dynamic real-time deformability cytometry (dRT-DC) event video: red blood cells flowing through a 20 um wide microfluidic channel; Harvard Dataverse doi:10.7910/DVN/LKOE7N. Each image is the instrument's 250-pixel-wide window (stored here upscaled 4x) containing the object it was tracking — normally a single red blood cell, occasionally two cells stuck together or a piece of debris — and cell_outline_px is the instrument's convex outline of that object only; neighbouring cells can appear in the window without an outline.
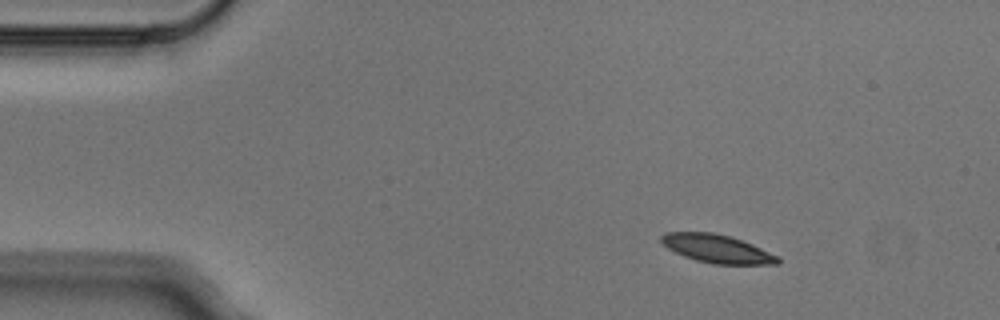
{"species": "Egyptian fruit bat (a non-hibernating species)", "species_latin": "Rousettus aegyptiacus", "temperature_condition": "cold", "stored_images_in_passage": 4, "camera_frame_rate_fps": 3000, "um_per_image_px": 0.085, "animal": {"sex": "male"}, "frame": {"image": 1, "passage_image": 2, "time_ms": 0.333, "image_size_px": [1000, 320], "cell_outline_px": [[780, 264], [712, 264], [696, 260], [684, 256], [668, 248], [660, 240], [660, 236], [664, 232], [712, 232], [728, 236], [752, 244], [780, 256]], "centroid_in_image_um": [60.96, 21.14], "position_along_channel_um": 24.0, "area_um2": 19.13}}